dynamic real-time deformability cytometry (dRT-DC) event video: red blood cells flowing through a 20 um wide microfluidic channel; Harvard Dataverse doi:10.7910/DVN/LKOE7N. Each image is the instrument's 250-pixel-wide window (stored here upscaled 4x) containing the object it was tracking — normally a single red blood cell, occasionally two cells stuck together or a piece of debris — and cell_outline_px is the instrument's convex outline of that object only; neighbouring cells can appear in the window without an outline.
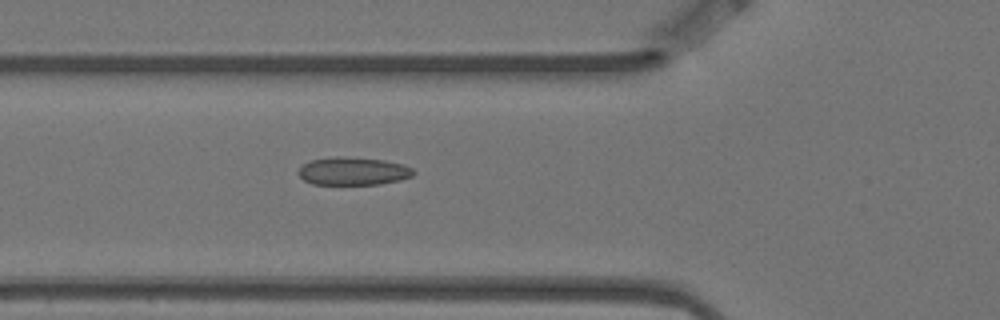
{"species": "Egyptian fruit bat (a non-hibernating species)", "species_latin": "Rousettus aegyptiacus", "temperature_condition": "warm", "stored_images_in_passage": 5, "camera_frame_rate_fps": 3000, "um_per_image_px": 0.085, "animal": {"sex": "female"}, "frame": {"image": 1, "passage_image": 5, "time_ms": 1.333, "image_size_px": [1000, 320], "cell_outline_px": [[416, 172], [412, 176], [400, 180], [380, 184], [312, 184], [304, 180], [296, 172], [304, 164], [312, 160], [336, 156], [340, 156], [384, 160], [404, 164], [412, 168]], "centroid_in_image_um": [30.03, 14.55], "position_along_channel_um": 95.8, "area_um2": 18.73}}